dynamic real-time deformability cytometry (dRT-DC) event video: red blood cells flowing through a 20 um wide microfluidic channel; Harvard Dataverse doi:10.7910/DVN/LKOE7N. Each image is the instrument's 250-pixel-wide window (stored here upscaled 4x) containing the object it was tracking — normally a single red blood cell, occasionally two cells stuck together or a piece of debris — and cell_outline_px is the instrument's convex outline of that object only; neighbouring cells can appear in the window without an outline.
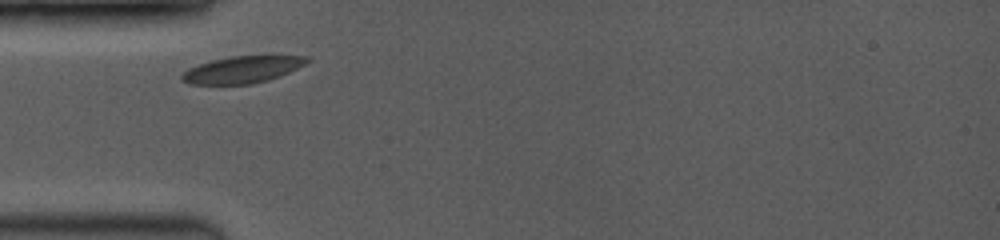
{"species": "common noctule bat (a hibernating species)", "species_latin": "Nyctalus noctula", "temperature_condition": "room temperature", "stored_images_in_passage": 17, "camera_frame_rate_fps": 3500, "um_per_image_px": 0.085, "animal": {"sex": "female", "body_mass_g": 19.0, "forearm_length_mm": 53.3}, "frame": {"image": 1, "passage_image": 1, "time_ms": 0.0, "image_size_px": [1000, 240], "cell_outline_px": [[312, 60], [280, 76], [268, 80], [252, 84], [192, 84], [180, 80], [180, 76], [188, 68], [212, 60], [232, 56], [308, 56]], "centroid_in_image_um": [20.58, 5.92], "position_along_channel_um": 64.4, "area_um2": 19.42}}
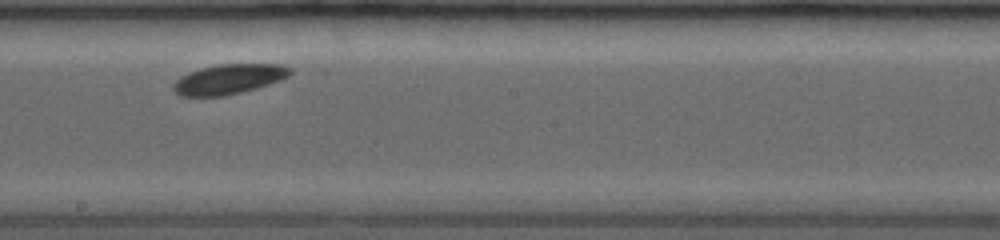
{"frame": {"image": 2, "passage_image": 8, "time_ms": 4.286, "image_size_px": [1000, 240], "cell_outline_px": [[292, 72], [288, 76], [280, 80], [256, 88], [224, 96], [180, 96], [172, 88], [172, 84], [180, 76], [188, 72], [200, 68], [216, 64], [284, 64], [292, 68]], "centroid_in_image_um": [19.44, 6.71], "position_along_channel_um": 228.8, "area_um2": 20.46}}
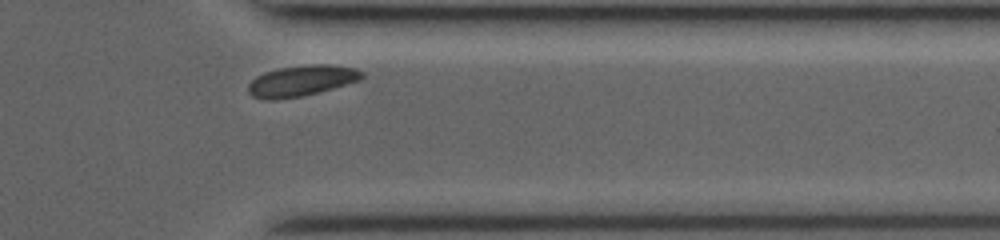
{"frame": {"image": 3, "passage_image": 15, "time_ms": 8.286, "image_size_px": [1000, 240], "cell_outline_px": [[364, 76], [360, 80], [332, 88], [300, 96], [276, 100], [264, 100], [252, 96], [248, 92], [248, 84], [256, 76], [264, 72], [280, 68], [312, 64], [332, 64], [356, 68], [364, 72]], "centroid_in_image_um": [25.62, 6.86], "position_along_channel_um": 385.8, "area_um2": 20.4}}